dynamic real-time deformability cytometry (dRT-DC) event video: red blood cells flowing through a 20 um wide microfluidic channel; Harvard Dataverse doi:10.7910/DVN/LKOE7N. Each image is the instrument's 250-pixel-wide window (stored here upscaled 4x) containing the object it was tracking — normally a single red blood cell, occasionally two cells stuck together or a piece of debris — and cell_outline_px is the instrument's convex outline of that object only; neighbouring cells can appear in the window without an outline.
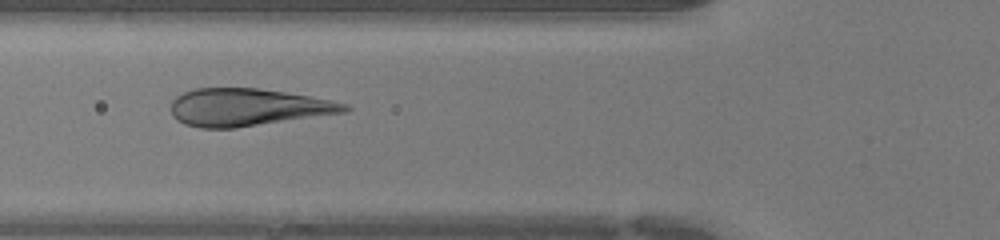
{"species": "human", "species_latin": "Homo sapiens", "temperature_condition": "warm", "stored_images_in_passage": 31, "camera_frame_rate_fps": 3000, "um_per_image_px": 0.085, "donor": {"sex": "female"}, "frame": {"image": 1, "passage_image": 3, "time_ms": 0.667, "image_size_px": [1000, 240], "cell_outline_px": [[352, 108], [344, 112], [236, 128], [200, 128], [184, 124], [176, 120], [172, 116], [172, 100], [176, 96], [184, 92], [196, 88], [256, 88], [284, 92], [308, 96], [348, 104]], "centroid_in_image_um": [21.0, 9.12], "position_along_channel_um": 104.8, "area_um2": 37.63}}
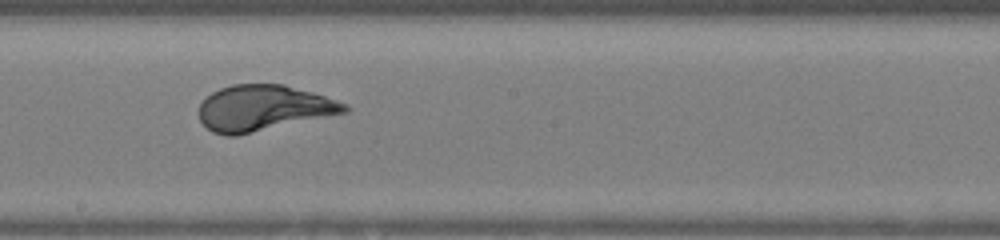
{"frame": {"image": 2, "passage_image": 11, "time_ms": 3.333, "image_size_px": [1000, 240], "cell_outline_px": [[352, 108], [348, 112], [236, 136], [224, 136], [212, 132], [200, 120], [200, 104], [212, 92], [220, 88], [232, 84], [284, 84], [312, 92], [348, 104]], "centroid_in_image_um": [22.41, 9.18], "position_along_channel_um": 225.8, "area_um2": 38.78}}
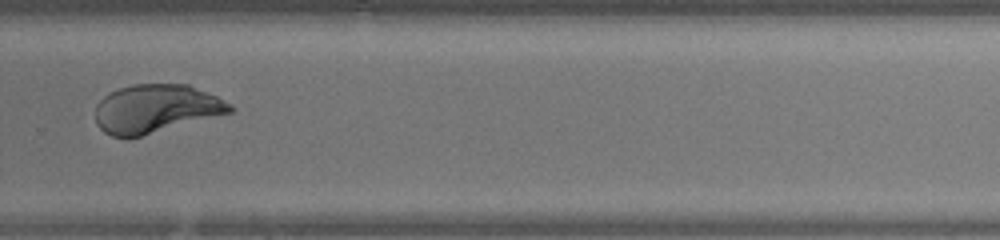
{"frame": {"image": 3, "passage_image": 17, "time_ms": 5.333, "image_size_px": [1000, 240], "cell_outline_px": [[236, 108], [232, 112], [140, 136], [112, 136], [104, 132], [96, 124], [96, 104], [104, 96], [120, 88], [132, 84], [188, 84], [216, 96], [232, 104]], "centroid_in_image_um": [13.26, 9.22], "position_along_channel_um": 316.5, "area_um2": 37.57}}